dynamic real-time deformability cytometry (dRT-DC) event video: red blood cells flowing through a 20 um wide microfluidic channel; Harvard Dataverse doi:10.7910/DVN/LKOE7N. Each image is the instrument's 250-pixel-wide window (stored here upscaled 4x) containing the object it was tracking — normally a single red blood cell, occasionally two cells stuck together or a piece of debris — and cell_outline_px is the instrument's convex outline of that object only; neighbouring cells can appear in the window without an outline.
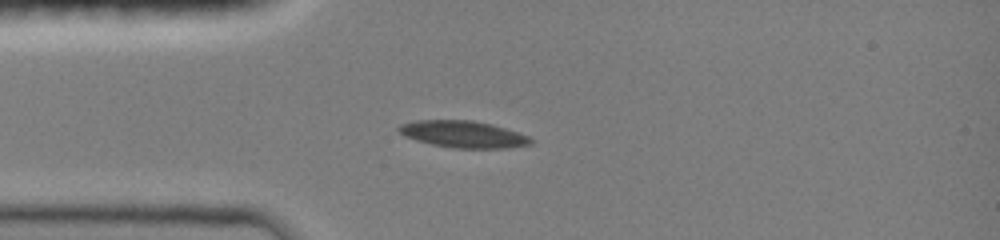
{"species": "common noctule bat (a hibernating species)", "species_latin": "Nyctalus noctula", "temperature_condition": "room temperature", "stored_images_in_passage": 37, "camera_frame_rate_fps": 3000, "um_per_image_px": 0.085, "animal": {"sex": "female", "body_mass_g": 19.0, "forearm_length_mm": 51.5}, "frame": {"image": 1, "passage_image": 1, "time_ms": 0.0, "image_size_px": [1000, 240], "cell_outline_px": [[532, 144], [508, 148], [452, 148], [432, 144], [416, 140], [404, 136], [396, 128], [400, 124], [416, 120], [472, 120], [492, 124], [528, 136], [532, 140]], "centroid_in_image_um": [39.35, 11.41], "position_along_channel_um": 45.7, "area_um2": 20.58}}
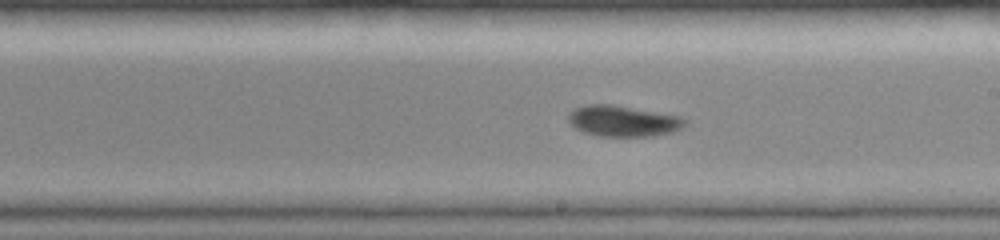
{"frame": {"image": 2, "passage_image": 16, "time_ms": 5.0, "image_size_px": [1000, 240], "cell_outline_px": [[688, 124], [672, 132], [652, 136], [596, 136], [584, 132], [576, 128], [568, 120], [568, 112], [576, 108], [588, 104], [612, 104], [680, 116], [688, 120]], "centroid_in_image_um": [52.97, 10.28], "position_along_channel_um": 236.0, "area_um2": 21.04}}
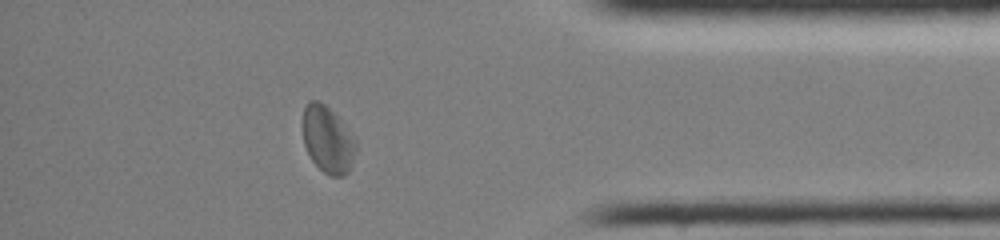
{"frame": {"image": 3, "passage_image": 30, "time_ms": 9.667, "image_size_px": [1000, 240], "cell_outline_px": [[356, 152], [348, 172], [344, 176], [328, 176], [312, 160], [304, 144], [304, 108], [308, 100], [320, 100], [356, 136]], "centroid_in_image_um": [27.89, 11.87], "position_along_channel_um": 407.3, "area_um2": 20.58}, "authors_computed_cell_mechanics": {"area_um2": 20.8658, "velocity_mm_per_s": 4.0034, "shape_relaxation_time_tau1_ms": 2.7256, "shape_relaxation_time_tau2_ms": 4.8668, "deformation_change_tau1": 0.0874, "deformation_change_tau2": 0.0658}}